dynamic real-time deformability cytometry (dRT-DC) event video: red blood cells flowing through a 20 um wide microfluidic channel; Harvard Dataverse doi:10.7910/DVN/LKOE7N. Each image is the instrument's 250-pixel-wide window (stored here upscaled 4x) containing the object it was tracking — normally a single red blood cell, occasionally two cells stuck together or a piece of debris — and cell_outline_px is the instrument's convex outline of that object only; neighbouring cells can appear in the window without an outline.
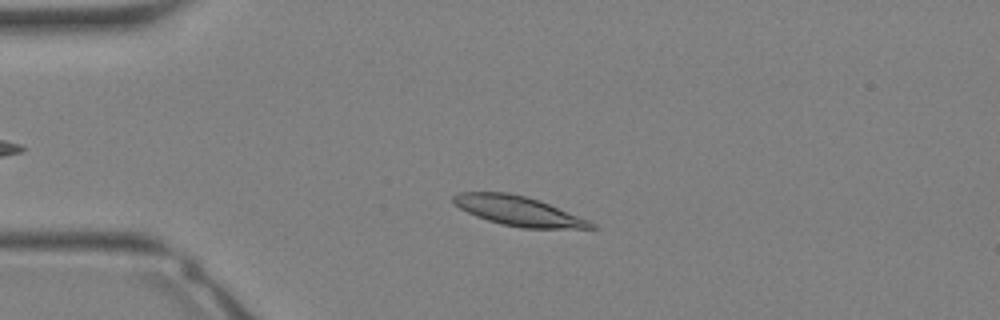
{"species": "Egyptian fruit bat (a non-hibernating species)", "species_latin": "Rousettus aegyptiacus", "temperature_condition": "warm", "stored_images_in_passage": 33, "camera_frame_rate_fps": 3000, "um_per_image_px": 0.085, "animal": {"sex": "female"}, "frame": {"image": 1, "passage_image": 7, "time_ms": 2.0, "image_size_px": [1000, 320], "cell_outline_px": [[596, 228], [520, 228], [500, 224], [476, 216], [452, 204], [452, 196], [460, 192], [508, 192], [524, 196], [548, 204], [588, 220], [596, 224]], "centroid_in_image_um": [44.0, 17.93], "position_along_channel_um": 41.0, "area_um2": 23.41}}
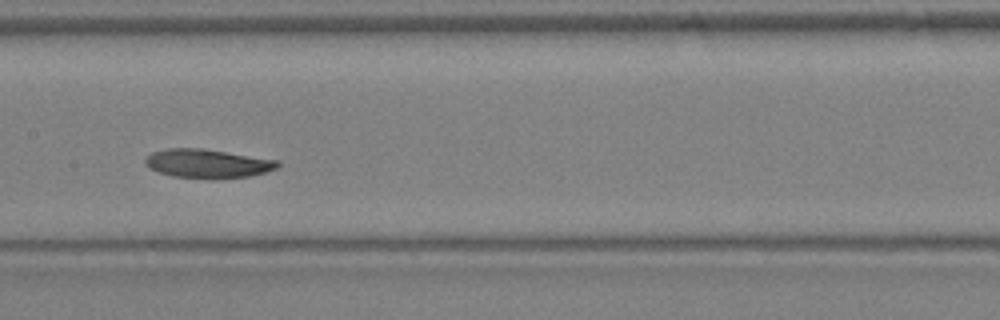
{"frame": {"image": 2, "passage_image": 16, "time_ms": 5.0, "image_size_px": [1000, 320], "cell_outline_px": [[280, 164], [276, 168], [264, 172], [248, 176], [212, 180], [172, 176], [160, 172], [152, 168], [144, 160], [152, 152], [168, 148], [204, 148], [280, 160]], "centroid_in_image_um": [17.69, 13.9], "position_along_channel_um": 189.7, "area_um2": 22.37}}
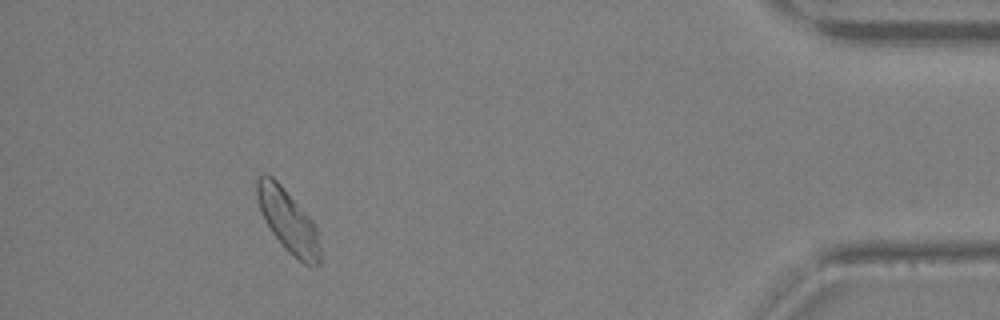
{"frame": {"image": 3, "passage_image": 30, "time_ms": 9.667, "image_size_px": [1000, 320], "cell_outline_px": [[320, 264], [316, 268], [304, 264], [288, 252], [284, 248], [272, 232], [260, 208], [256, 196], [256, 180], [260, 176], [272, 176], [280, 184], [312, 220], [316, 228], [320, 248]], "centroid_in_image_um": [24.51, 18.83], "position_along_channel_um": 410.7, "area_um2": 22.66}}